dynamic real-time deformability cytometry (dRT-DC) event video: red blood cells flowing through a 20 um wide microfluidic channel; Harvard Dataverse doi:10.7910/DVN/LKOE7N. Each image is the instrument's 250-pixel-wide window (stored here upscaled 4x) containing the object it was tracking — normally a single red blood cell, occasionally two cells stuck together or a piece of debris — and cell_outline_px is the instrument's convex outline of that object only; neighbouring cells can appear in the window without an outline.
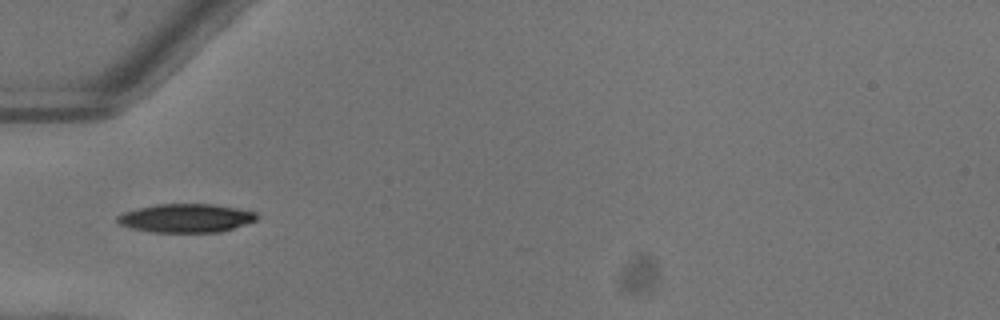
{"species": "common noctule bat (a hibernating species)", "species_latin": "Nyctalus noctula", "temperature_condition": "warm", "stored_images_in_passage": 3, "camera_frame_rate_fps": 3000, "um_per_image_px": 0.085, "animal": {"sex": "female"}, "frame": {"image": 1, "passage_image": 1, "time_ms": 0.0, "image_size_px": [1000, 320], "cell_outline_px": [[260, 216], [256, 220], [220, 232], [152, 232], [132, 228], [120, 224], [116, 220], [116, 216], [124, 212], [136, 208], [156, 204], [212, 204], [236, 208], [256, 212]], "centroid_in_image_um": [15.79, 18.53], "position_along_channel_um": 69.2, "area_um2": 23.18}}